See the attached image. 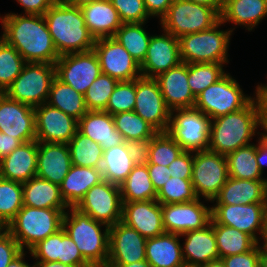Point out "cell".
<instances>
[{"mask_svg": "<svg viewBox=\"0 0 267 267\" xmlns=\"http://www.w3.org/2000/svg\"><path fill=\"white\" fill-rule=\"evenodd\" d=\"M1 149H2V132L0 131V159H1Z\"/></svg>", "mask_w": 267, "mask_h": 267, "instance_id": "obj_70", "label": "cell"}, {"mask_svg": "<svg viewBox=\"0 0 267 267\" xmlns=\"http://www.w3.org/2000/svg\"><path fill=\"white\" fill-rule=\"evenodd\" d=\"M262 267H267V255H266L265 259H264V262H263V266Z\"/></svg>", "mask_w": 267, "mask_h": 267, "instance_id": "obj_71", "label": "cell"}, {"mask_svg": "<svg viewBox=\"0 0 267 267\" xmlns=\"http://www.w3.org/2000/svg\"><path fill=\"white\" fill-rule=\"evenodd\" d=\"M74 208L111 227L122 220L120 186L103 180L92 186Z\"/></svg>", "mask_w": 267, "mask_h": 267, "instance_id": "obj_13", "label": "cell"}, {"mask_svg": "<svg viewBox=\"0 0 267 267\" xmlns=\"http://www.w3.org/2000/svg\"><path fill=\"white\" fill-rule=\"evenodd\" d=\"M148 168V173L153 186L158 192L163 185L166 183L167 179L170 178L169 167L157 164H146Z\"/></svg>", "mask_w": 267, "mask_h": 267, "instance_id": "obj_55", "label": "cell"}, {"mask_svg": "<svg viewBox=\"0 0 267 267\" xmlns=\"http://www.w3.org/2000/svg\"><path fill=\"white\" fill-rule=\"evenodd\" d=\"M64 4L74 7H81L83 5L95 2L97 0H61Z\"/></svg>", "mask_w": 267, "mask_h": 267, "instance_id": "obj_65", "label": "cell"}, {"mask_svg": "<svg viewBox=\"0 0 267 267\" xmlns=\"http://www.w3.org/2000/svg\"><path fill=\"white\" fill-rule=\"evenodd\" d=\"M102 181L101 169L72 164L60 185V193L68 207H75L92 186Z\"/></svg>", "mask_w": 267, "mask_h": 267, "instance_id": "obj_32", "label": "cell"}, {"mask_svg": "<svg viewBox=\"0 0 267 267\" xmlns=\"http://www.w3.org/2000/svg\"><path fill=\"white\" fill-rule=\"evenodd\" d=\"M20 145H21V142L17 138L10 137L9 135L2 133L1 158L10 154Z\"/></svg>", "mask_w": 267, "mask_h": 267, "instance_id": "obj_59", "label": "cell"}, {"mask_svg": "<svg viewBox=\"0 0 267 267\" xmlns=\"http://www.w3.org/2000/svg\"><path fill=\"white\" fill-rule=\"evenodd\" d=\"M167 107L175 109L194 108L196 97L188 84V63L181 62L155 78Z\"/></svg>", "mask_w": 267, "mask_h": 267, "instance_id": "obj_24", "label": "cell"}, {"mask_svg": "<svg viewBox=\"0 0 267 267\" xmlns=\"http://www.w3.org/2000/svg\"><path fill=\"white\" fill-rule=\"evenodd\" d=\"M0 131L21 143L36 140L34 108L0 93Z\"/></svg>", "mask_w": 267, "mask_h": 267, "instance_id": "obj_20", "label": "cell"}, {"mask_svg": "<svg viewBox=\"0 0 267 267\" xmlns=\"http://www.w3.org/2000/svg\"><path fill=\"white\" fill-rule=\"evenodd\" d=\"M85 25L95 40L113 37L123 24L110 0H97L80 7Z\"/></svg>", "mask_w": 267, "mask_h": 267, "instance_id": "obj_30", "label": "cell"}, {"mask_svg": "<svg viewBox=\"0 0 267 267\" xmlns=\"http://www.w3.org/2000/svg\"><path fill=\"white\" fill-rule=\"evenodd\" d=\"M34 267H73L66 265L64 263H60L57 261H51V262H46V261H36L34 263Z\"/></svg>", "mask_w": 267, "mask_h": 267, "instance_id": "obj_64", "label": "cell"}, {"mask_svg": "<svg viewBox=\"0 0 267 267\" xmlns=\"http://www.w3.org/2000/svg\"><path fill=\"white\" fill-rule=\"evenodd\" d=\"M182 152V147L167 132H158L151 139L147 164L169 166Z\"/></svg>", "mask_w": 267, "mask_h": 267, "instance_id": "obj_47", "label": "cell"}, {"mask_svg": "<svg viewBox=\"0 0 267 267\" xmlns=\"http://www.w3.org/2000/svg\"><path fill=\"white\" fill-rule=\"evenodd\" d=\"M226 157L217 152H193L192 184L198 198L212 201L228 180Z\"/></svg>", "mask_w": 267, "mask_h": 267, "instance_id": "obj_12", "label": "cell"}, {"mask_svg": "<svg viewBox=\"0 0 267 267\" xmlns=\"http://www.w3.org/2000/svg\"><path fill=\"white\" fill-rule=\"evenodd\" d=\"M225 64L228 63L188 64V84L195 97L226 74Z\"/></svg>", "mask_w": 267, "mask_h": 267, "instance_id": "obj_43", "label": "cell"}, {"mask_svg": "<svg viewBox=\"0 0 267 267\" xmlns=\"http://www.w3.org/2000/svg\"><path fill=\"white\" fill-rule=\"evenodd\" d=\"M27 251H22L17 257H15L10 264H8L7 267H34V264L32 266L28 264V262H25V256Z\"/></svg>", "mask_w": 267, "mask_h": 267, "instance_id": "obj_62", "label": "cell"}, {"mask_svg": "<svg viewBox=\"0 0 267 267\" xmlns=\"http://www.w3.org/2000/svg\"><path fill=\"white\" fill-rule=\"evenodd\" d=\"M267 16V0H224L221 21L252 31Z\"/></svg>", "mask_w": 267, "mask_h": 267, "instance_id": "obj_33", "label": "cell"}, {"mask_svg": "<svg viewBox=\"0 0 267 267\" xmlns=\"http://www.w3.org/2000/svg\"><path fill=\"white\" fill-rule=\"evenodd\" d=\"M211 119L196 108L175 109L167 133L182 147L183 151L208 150Z\"/></svg>", "mask_w": 267, "mask_h": 267, "instance_id": "obj_10", "label": "cell"}, {"mask_svg": "<svg viewBox=\"0 0 267 267\" xmlns=\"http://www.w3.org/2000/svg\"><path fill=\"white\" fill-rule=\"evenodd\" d=\"M213 205L211 206L212 223L236 228L250 235L257 243L264 241L267 229V203ZM257 234L261 237L258 238Z\"/></svg>", "mask_w": 267, "mask_h": 267, "instance_id": "obj_11", "label": "cell"}, {"mask_svg": "<svg viewBox=\"0 0 267 267\" xmlns=\"http://www.w3.org/2000/svg\"><path fill=\"white\" fill-rule=\"evenodd\" d=\"M78 131L101 145L103 150L125 142L115 128L112 115L106 111H88L78 120Z\"/></svg>", "mask_w": 267, "mask_h": 267, "instance_id": "obj_29", "label": "cell"}, {"mask_svg": "<svg viewBox=\"0 0 267 267\" xmlns=\"http://www.w3.org/2000/svg\"><path fill=\"white\" fill-rule=\"evenodd\" d=\"M168 167L170 169V177L191 179L193 170V152L183 151Z\"/></svg>", "mask_w": 267, "mask_h": 267, "instance_id": "obj_52", "label": "cell"}, {"mask_svg": "<svg viewBox=\"0 0 267 267\" xmlns=\"http://www.w3.org/2000/svg\"><path fill=\"white\" fill-rule=\"evenodd\" d=\"M135 164L126 150V142L103 151L101 171L103 180L120 186Z\"/></svg>", "mask_w": 267, "mask_h": 267, "instance_id": "obj_36", "label": "cell"}, {"mask_svg": "<svg viewBox=\"0 0 267 267\" xmlns=\"http://www.w3.org/2000/svg\"><path fill=\"white\" fill-rule=\"evenodd\" d=\"M221 20L214 8L189 0H173L159 20L161 28L177 38L212 28Z\"/></svg>", "mask_w": 267, "mask_h": 267, "instance_id": "obj_7", "label": "cell"}, {"mask_svg": "<svg viewBox=\"0 0 267 267\" xmlns=\"http://www.w3.org/2000/svg\"><path fill=\"white\" fill-rule=\"evenodd\" d=\"M257 243L250 251L221 258L225 267H262L267 252Z\"/></svg>", "mask_w": 267, "mask_h": 267, "instance_id": "obj_51", "label": "cell"}, {"mask_svg": "<svg viewBox=\"0 0 267 267\" xmlns=\"http://www.w3.org/2000/svg\"><path fill=\"white\" fill-rule=\"evenodd\" d=\"M8 232V225L0 219V238Z\"/></svg>", "mask_w": 267, "mask_h": 267, "instance_id": "obj_68", "label": "cell"}, {"mask_svg": "<svg viewBox=\"0 0 267 267\" xmlns=\"http://www.w3.org/2000/svg\"><path fill=\"white\" fill-rule=\"evenodd\" d=\"M115 128L122 134L124 141L153 138L158 132L134 111L112 115Z\"/></svg>", "mask_w": 267, "mask_h": 267, "instance_id": "obj_42", "label": "cell"}, {"mask_svg": "<svg viewBox=\"0 0 267 267\" xmlns=\"http://www.w3.org/2000/svg\"><path fill=\"white\" fill-rule=\"evenodd\" d=\"M197 4L206 5L216 9L220 14L224 6V0H189Z\"/></svg>", "mask_w": 267, "mask_h": 267, "instance_id": "obj_61", "label": "cell"}, {"mask_svg": "<svg viewBox=\"0 0 267 267\" xmlns=\"http://www.w3.org/2000/svg\"><path fill=\"white\" fill-rule=\"evenodd\" d=\"M121 221L138 231L145 238H153L165 233L162 204L156 199L123 202Z\"/></svg>", "mask_w": 267, "mask_h": 267, "instance_id": "obj_23", "label": "cell"}, {"mask_svg": "<svg viewBox=\"0 0 267 267\" xmlns=\"http://www.w3.org/2000/svg\"><path fill=\"white\" fill-rule=\"evenodd\" d=\"M198 198L192 202L162 204V219L165 232L182 235L200 230L210 224L211 207Z\"/></svg>", "mask_w": 267, "mask_h": 267, "instance_id": "obj_17", "label": "cell"}, {"mask_svg": "<svg viewBox=\"0 0 267 267\" xmlns=\"http://www.w3.org/2000/svg\"><path fill=\"white\" fill-rule=\"evenodd\" d=\"M146 241L138 231L119 221L109 229L107 264H128L146 260Z\"/></svg>", "mask_w": 267, "mask_h": 267, "instance_id": "obj_19", "label": "cell"}, {"mask_svg": "<svg viewBox=\"0 0 267 267\" xmlns=\"http://www.w3.org/2000/svg\"><path fill=\"white\" fill-rule=\"evenodd\" d=\"M181 236L163 233L147 238L146 260L151 267H186L182 256Z\"/></svg>", "mask_w": 267, "mask_h": 267, "instance_id": "obj_31", "label": "cell"}, {"mask_svg": "<svg viewBox=\"0 0 267 267\" xmlns=\"http://www.w3.org/2000/svg\"><path fill=\"white\" fill-rule=\"evenodd\" d=\"M252 97L243 92L230 73H226L196 96L194 108L214 119L246 107L254 99Z\"/></svg>", "mask_w": 267, "mask_h": 267, "instance_id": "obj_9", "label": "cell"}, {"mask_svg": "<svg viewBox=\"0 0 267 267\" xmlns=\"http://www.w3.org/2000/svg\"><path fill=\"white\" fill-rule=\"evenodd\" d=\"M77 121L88 112L84 95L55 77L51 83L47 102Z\"/></svg>", "mask_w": 267, "mask_h": 267, "instance_id": "obj_35", "label": "cell"}, {"mask_svg": "<svg viewBox=\"0 0 267 267\" xmlns=\"http://www.w3.org/2000/svg\"><path fill=\"white\" fill-rule=\"evenodd\" d=\"M38 141H28L0 159V177L27 182L36 176Z\"/></svg>", "mask_w": 267, "mask_h": 267, "instance_id": "obj_26", "label": "cell"}, {"mask_svg": "<svg viewBox=\"0 0 267 267\" xmlns=\"http://www.w3.org/2000/svg\"><path fill=\"white\" fill-rule=\"evenodd\" d=\"M122 23H141L149 19L144 0H110Z\"/></svg>", "mask_w": 267, "mask_h": 267, "instance_id": "obj_50", "label": "cell"}, {"mask_svg": "<svg viewBox=\"0 0 267 267\" xmlns=\"http://www.w3.org/2000/svg\"><path fill=\"white\" fill-rule=\"evenodd\" d=\"M145 24L123 23L113 36L139 64L144 61L152 36L143 28Z\"/></svg>", "mask_w": 267, "mask_h": 267, "instance_id": "obj_40", "label": "cell"}, {"mask_svg": "<svg viewBox=\"0 0 267 267\" xmlns=\"http://www.w3.org/2000/svg\"><path fill=\"white\" fill-rule=\"evenodd\" d=\"M68 209L35 208L23 205L8 224V232L22 250H30L39 241L63 227V216ZM26 247V249H25Z\"/></svg>", "mask_w": 267, "mask_h": 267, "instance_id": "obj_5", "label": "cell"}, {"mask_svg": "<svg viewBox=\"0 0 267 267\" xmlns=\"http://www.w3.org/2000/svg\"><path fill=\"white\" fill-rule=\"evenodd\" d=\"M106 267H151L147 260L128 264H107Z\"/></svg>", "mask_w": 267, "mask_h": 267, "instance_id": "obj_63", "label": "cell"}, {"mask_svg": "<svg viewBox=\"0 0 267 267\" xmlns=\"http://www.w3.org/2000/svg\"><path fill=\"white\" fill-rule=\"evenodd\" d=\"M229 177L248 180H267L263 178L256 161V144L240 147L226 156Z\"/></svg>", "mask_w": 267, "mask_h": 267, "instance_id": "obj_38", "label": "cell"}, {"mask_svg": "<svg viewBox=\"0 0 267 267\" xmlns=\"http://www.w3.org/2000/svg\"><path fill=\"white\" fill-rule=\"evenodd\" d=\"M136 99V79L119 81L110 95L109 102L104 111L111 115L133 111Z\"/></svg>", "mask_w": 267, "mask_h": 267, "instance_id": "obj_49", "label": "cell"}, {"mask_svg": "<svg viewBox=\"0 0 267 267\" xmlns=\"http://www.w3.org/2000/svg\"><path fill=\"white\" fill-rule=\"evenodd\" d=\"M173 0H144L146 10L151 17H160L161 19L169 9Z\"/></svg>", "mask_w": 267, "mask_h": 267, "instance_id": "obj_57", "label": "cell"}, {"mask_svg": "<svg viewBox=\"0 0 267 267\" xmlns=\"http://www.w3.org/2000/svg\"><path fill=\"white\" fill-rule=\"evenodd\" d=\"M43 16L59 56L93 49L96 40L85 25L80 7L57 0Z\"/></svg>", "mask_w": 267, "mask_h": 267, "instance_id": "obj_2", "label": "cell"}, {"mask_svg": "<svg viewBox=\"0 0 267 267\" xmlns=\"http://www.w3.org/2000/svg\"><path fill=\"white\" fill-rule=\"evenodd\" d=\"M22 207V183L0 177V219L8 225Z\"/></svg>", "mask_w": 267, "mask_h": 267, "instance_id": "obj_45", "label": "cell"}, {"mask_svg": "<svg viewBox=\"0 0 267 267\" xmlns=\"http://www.w3.org/2000/svg\"><path fill=\"white\" fill-rule=\"evenodd\" d=\"M220 20L212 28L178 38L180 58L185 63H229L228 49L235 27L220 30Z\"/></svg>", "mask_w": 267, "mask_h": 267, "instance_id": "obj_6", "label": "cell"}, {"mask_svg": "<svg viewBox=\"0 0 267 267\" xmlns=\"http://www.w3.org/2000/svg\"><path fill=\"white\" fill-rule=\"evenodd\" d=\"M180 236H185L182 256L186 267H198L220 259L212 222L203 229L189 231Z\"/></svg>", "mask_w": 267, "mask_h": 267, "instance_id": "obj_27", "label": "cell"}, {"mask_svg": "<svg viewBox=\"0 0 267 267\" xmlns=\"http://www.w3.org/2000/svg\"><path fill=\"white\" fill-rule=\"evenodd\" d=\"M263 245H264V248L267 252V229H266V235H265V238H264V241H263Z\"/></svg>", "mask_w": 267, "mask_h": 267, "instance_id": "obj_69", "label": "cell"}, {"mask_svg": "<svg viewBox=\"0 0 267 267\" xmlns=\"http://www.w3.org/2000/svg\"><path fill=\"white\" fill-rule=\"evenodd\" d=\"M22 251L18 242L7 232L0 238V267H7Z\"/></svg>", "mask_w": 267, "mask_h": 267, "instance_id": "obj_53", "label": "cell"}, {"mask_svg": "<svg viewBox=\"0 0 267 267\" xmlns=\"http://www.w3.org/2000/svg\"><path fill=\"white\" fill-rule=\"evenodd\" d=\"M259 107L260 127L267 132V97H254Z\"/></svg>", "mask_w": 267, "mask_h": 267, "instance_id": "obj_60", "label": "cell"}, {"mask_svg": "<svg viewBox=\"0 0 267 267\" xmlns=\"http://www.w3.org/2000/svg\"><path fill=\"white\" fill-rule=\"evenodd\" d=\"M2 38L26 62L55 64L60 57L43 15L7 13L0 15Z\"/></svg>", "mask_w": 267, "mask_h": 267, "instance_id": "obj_1", "label": "cell"}, {"mask_svg": "<svg viewBox=\"0 0 267 267\" xmlns=\"http://www.w3.org/2000/svg\"><path fill=\"white\" fill-rule=\"evenodd\" d=\"M162 35H152L144 61L140 64L143 77L156 78L159 74L181 63L179 40L162 31Z\"/></svg>", "mask_w": 267, "mask_h": 267, "instance_id": "obj_21", "label": "cell"}, {"mask_svg": "<svg viewBox=\"0 0 267 267\" xmlns=\"http://www.w3.org/2000/svg\"><path fill=\"white\" fill-rule=\"evenodd\" d=\"M198 267H225L224 262L222 259L210 261L208 263L199 265Z\"/></svg>", "mask_w": 267, "mask_h": 267, "instance_id": "obj_67", "label": "cell"}, {"mask_svg": "<svg viewBox=\"0 0 267 267\" xmlns=\"http://www.w3.org/2000/svg\"><path fill=\"white\" fill-rule=\"evenodd\" d=\"M119 81L107 74L101 73L88 87L84 94L85 105L88 111H104Z\"/></svg>", "mask_w": 267, "mask_h": 267, "instance_id": "obj_48", "label": "cell"}, {"mask_svg": "<svg viewBox=\"0 0 267 267\" xmlns=\"http://www.w3.org/2000/svg\"><path fill=\"white\" fill-rule=\"evenodd\" d=\"M29 253L36 261H57L73 267H91L63 227L39 241Z\"/></svg>", "mask_w": 267, "mask_h": 267, "instance_id": "obj_22", "label": "cell"}, {"mask_svg": "<svg viewBox=\"0 0 267 267\" xmlns=\"http://www.w3.org/2000/svg\"><path fill=\"white\" fill-rule=\"evenodd\" d=\"M101 227L105 228L103 232ZM63 228L91 267H106L109 256V226L69 207L63 216Z\"/></svg>", "mask_w": 267, "mask_h": 267, "instance_id": "obj_4", "label": "cell"}, {"mask_svg": "<svg viewBox=\"0 0 267 267\" xmlns=\"http://www.w3.org/2000/svg\"><path fill=\"white\" fill-rule=\"evenodd\" d=\"M101 72L118 81L135 80L142 76L140 64L113 37L100 38L93 47Z\"/></svg>", "mask_w": 267, "mask_h": 267, "instance_id": "obj_16", "label": "cell"}, {"mask_svg": "<svg viewBox=\"0 0 267 267\" xmlns=\"http://www.w3.org/2000/svg\"><path fill=\"white\" fill-rule=\"evenodd\" d=\"M220 259L250 251L257 242L245 232L236 228L212 223Z\"/></svg>", "mask_w": 267, "mask_h": 267, "instance_id": "obj_39", "label": "cell"}, {"mask_svg": "<svg viewBox=\"0 0 267 267\" xmlns=\"http://www.w3.org/2000/svg\"><path fill=\"white\" fill-rule=\"evenodd\" d=\"M211 203L226 205L267 203V180L229 177Z\"/></svg>", "mask_w": 267, "mask_h": 267, "instance_id": "obj_28", "label": "cell"}, {"mask_svg": "<svg viewBox=\"0 0 267 267\" xmlns=\"http://www.w3.org/2000/svg\"><path fill=\"white\" fill-rule=\"evenodd\" d=\"M55 77V64L27 62L4 94L12 100L35 108L47 102Z\"/></svg>", "mask_w": 267, "mask_h": 267, "instance_id": "obj_8", "label": "cell"}, {"mask_svg": "<svg viewBox=\"0 0 267 267\" xmlns=\"http://www.w3.org/2000/svg\"><path fill=\"white\" fill-rule=\"evenodd\" d=\"M151 139L126 141V150L135 165L148 163Z\"/></svg>", "mask_w": 267, "mask_h": 267, "instance_id": "obj_54", "label": "cell"}, {"mask_svg": "<svg viewBox=\"0 0 267 267\" xmlns=\"http://www.w3.org/2000/svg\"><path fill=\"white\" fill-rule=\"evenodd\" d=\"M71 166L68 144L38 142L37 177L60 186Z\"/></svg>", "mask_w": 267, "mask_h": 267, "instance_id": "obj_25", "label": "cell"}, {"mask_svg": "<svg viewBox=\"0 0 267 267\" xmlns=\"http://www.w3.org/2000/svg\"><path fill=\"white\" fill-rule=\"evenodd\" d=\"M24 14L44 15L57 0H16Z\"/></svg>", "mask_w": 267, "mask_h": 267, "instance_id": "obj_56", "label": "cell"}, {"mask_svg": "<svg viewBox=\"0 0 267 267\" xmlns=\"http://www.w3.org/2000/svg\"><path fill=\"white\" fill-rule=\"evenodd\" d=\"M255 93H254V97H267V84L257 85L255 89Z\"/></svg>", "mask_w": 267, "mask_h": 267, "instance_id": "obj_66", "label": "cell"}, {"mask_svg": "<svg viewBox=\"0 0 267 267\" xmlns=\"http://www.w3.org/2000/svg\"><path fill=\"white\" fill-rule=\"evenodd\" d=\"M38 142L67 144L78 131V121L60 109L44 103L34 108Z\"/></svg>", "mask_w": 267, "mask_h": 267, "instance_id": "obj_18", "label": "cell"}, {"mask_svg": "<svg viewBox=\"0 0 267 267\" xmlns=\"http://www.w3.org/2000/svg\"><path fill=\"white\" fill-rule=\"evenodd\" d=\"M256 142V161L263 174L264 167L267 166V132L260 133Z\"/></svg>", "mask_w": 267, "mask_h": 267, "instance_id": "obj_58", "label": "cell"}, {"mask_svg": "<svg viewBox=\"0 0 267 267\" xmlns=\"http://www.w3.org/2000/svg\"><path fill=\"white\" fill-rule=\"evenodd\" d=\"M198 199L191 179L170 177L157 192L156 200L160 204L187 203Z\"/></svg>", "mask_w": 267, "mask_h": 267, "instance_id": "obj_46", "label": "cell"}, {"mask_svg": "<svg viewBox=\"0 0 267 267\" xmlns=\"http://www.w3.org/2000/svg\"><path fill=\"white\" fill-rule=\"evenodd\" d=\"M123 202L148 201L157 197V192L150 180L146 164L135 165L120 185Z\"/></svg>", "mask_w": 267, "mask_h": 267, "instance_id": "obj_37", "label": "cell"}, {"mask_svg": "<svg viewBox=\"0 0 267 267\" xmlns=\"http://www.w3.org/2000/svg\"><path fill=\"white\" fill-rule=\"evenodd\" d=\"M55 68L56 77L59 80L83 95L102 73L94 49L62 55L56 61Z\"/></svg>", "mask_w": 267, "mask_h": 267, "instance_id": "obj_14", "label": "cell"}, {"mask_svg": "<svg viewBox=\"0 0 267 267\" xmlns=\"http://www.w3.org/2000/svg\"><path fill=\"white\" fill-rule=\"evenodd\" d=\"M67 144L73 165L101 168L104 150L97 142L77 131Z\"/></svg>", "mask_w": 267, "mask_h": 267, "instance_id": "obj_41", "label": "cell"}, {"mask_svg": "<svg viewBox=\"0 0 267 267\" xmlns=\"http://www.w3.org/2000/svg\"><path fill=\"white\" fill-rule=\"evenodd\" d=\"M157 132H166L171 110L167 107L155 78L136 79V99L133 110Z\"/></svg>", "mask_w": 267, "mask_h": 267, "instance_id": "obj_15", "label": "cell"}, {"mask_svg": "<svg viewBox=\"0 0 267 267\" xmlns=\"http://www.w3.org/2000/svg\"><path fill=\"white\" fill-rule=\"evenodd\" d=\"M23 205L35 208L68 209L60 193V186L52 182L32 177L22 183Z\"/></svg>", "mask_w": 267, "mask_h": 267, "instance_id": "obj_34", "label": "cell"}, {"mask_svg": "<svg viewBox=\"0 0 267 267\" xmlns=\"http://www.w3.org/2000/svg\"><path fill=\"white\" fill-rule=\"evenodd\" d=\"M259 107L255 98L244 108L211 119L208 150L226 156L247 146L252 137L259 135Z\"/></svg>", "mask_w": 267, "mask_h": 267, "instance_id": "obj_3", "label": "cell"}, {"mask_svg": "<svg viewBox=\"0 0 267 267\" xmlns=\"http://www.w3.org/2000/svg\"><path fill=\"white\" fill-rule=\"evenodd\" d=\"M27 62L19 52L0 38V93H4Z\"/></svg>", "mask_w": 267, "mask_h": 267, "instance_id": "obj_44", "label": "cell"}]
</instances>
